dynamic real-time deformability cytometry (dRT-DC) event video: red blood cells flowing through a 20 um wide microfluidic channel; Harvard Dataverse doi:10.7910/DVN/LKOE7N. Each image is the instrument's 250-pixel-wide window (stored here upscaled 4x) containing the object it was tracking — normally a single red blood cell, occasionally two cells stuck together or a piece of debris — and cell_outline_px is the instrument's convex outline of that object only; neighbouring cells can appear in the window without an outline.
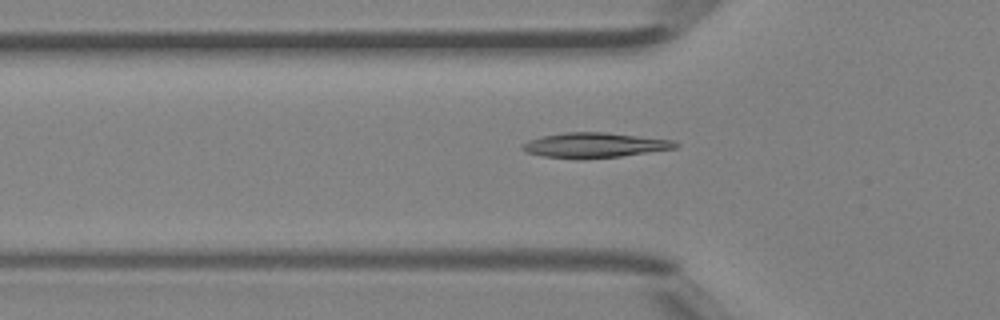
{"species": "Egyptian fruit bat (a non-hibernating species)", "species_latin": "Rousettus aegyptiacus", "temperature_condition": "room temperature", "stored_images_in_passage": 40, "camera_frame_rate_fps": 3000, "um_per_image_px": 0.085, "animal": {"sex": "female"}, "frame": {"image": 1, "passage_image": 15, "time_ms": 4.667, "image_size_px": [1000, 320], "cell_outline_px": [[680, 144], [676, 148], [620, 156], [584, 160], [580, 160], [544, 156], [524, 152], [520, 148], [520, 144], [528, 140], [544, 136], [564, 132], [604, 132], [676, 140]], "centroid_in_image_um": [50.51, 12.35], "position_along_channel_um": 75.3, "area_um2": 22.6}}
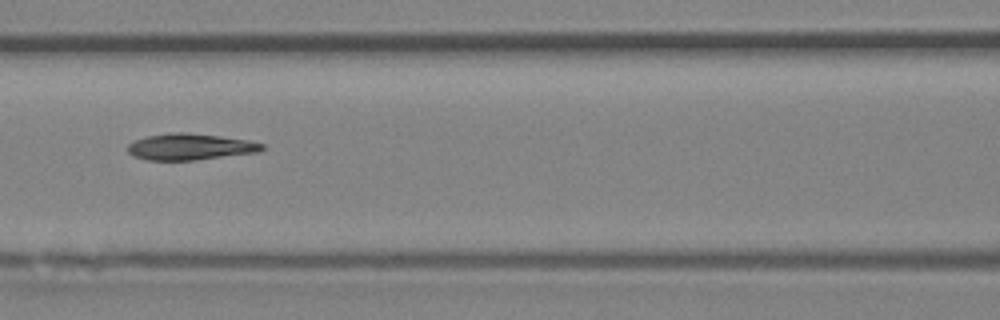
{"frame": {"image": 2, "passage_image": 20, "time_ms": 6.333, "image_size_px": [1000, 320], "cell_outline_px": [[264, 148], [260, 152], [196, 160], [148, 160], [132, 156], [128, 152], [128, 144], [136, 140], [148, 136], [176, 132], [180, 132], [220, 136], [248, 140], [264, 144]], "centroid_in_image_um": [16.18, 12.49], "position_along_channel_um": 150.4, "area_um2": 20.52}}
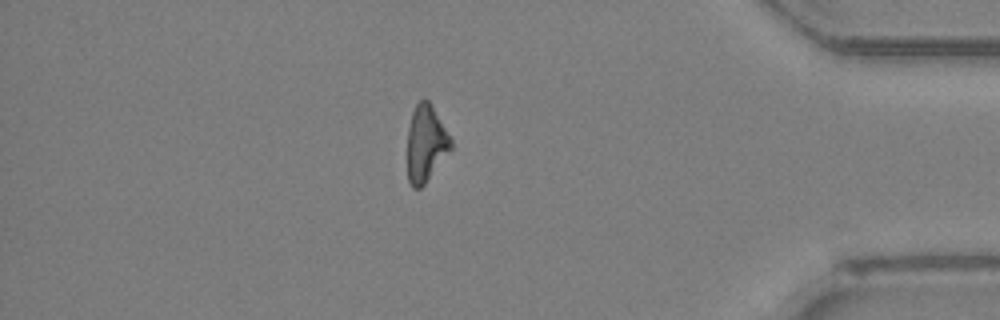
{"frame": {"image": 3, "passage_image": 39, "time_ms": 12.667, "image_size_px": [1000, 320], "cell_outline_px": [[452, 148], [424, 184], [420, 188], [412, 188], [408, 180], [408, 128], [412, 112], [416, 104], [424, 96], [428, 100], [452, 140]], "centroid_in_image_um": [36.18, 12.19], "position_along_channel_um": 399.0, "area_um2": 19.13}}